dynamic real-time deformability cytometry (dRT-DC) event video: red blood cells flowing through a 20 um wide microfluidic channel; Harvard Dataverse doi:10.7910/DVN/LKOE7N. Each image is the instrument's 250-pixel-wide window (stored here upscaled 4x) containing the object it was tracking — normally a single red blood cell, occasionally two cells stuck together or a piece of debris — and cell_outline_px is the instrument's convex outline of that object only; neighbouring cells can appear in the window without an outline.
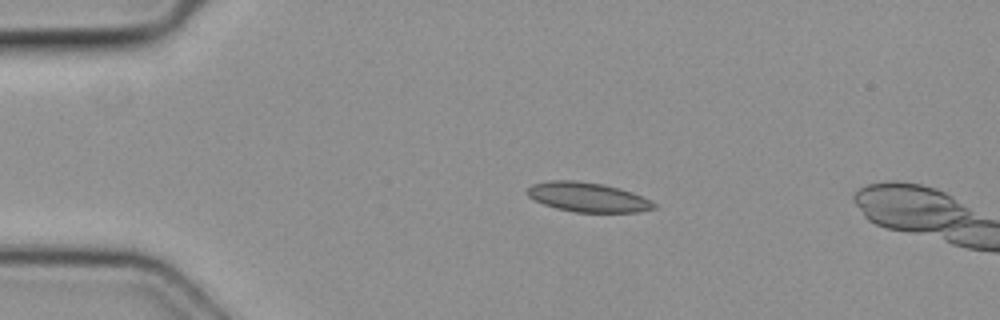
{"species": "common noctule bat (a hibernating species)", "species_latin": "Nyctalus noctula", "temperature_condition": "cold", "stored_images_in_passage": 3, "camera_frame_rate_fps": 3000, "um_per_image_px": 0.085, "animal": {"sex": "female", "body_mass_g": 19.3, "forearm_length_mm": 54.1}, "frame": {"image": 1, "passage_image": 2, "time_ms": 0.333, "image_size_px": [1000, 320], "cell_outline_px": [[656, 208], [640, 212], [576, 212], [556, 208], [544, 204], [528, 196], [528, 188], [532, 184], [548, 180], [576, 180], [604, 184], [620, 188], [632, 192], [656, 204]], "centroid_in_image_um": [49.96, 16.75], "position_along_channel_um": 35.0, "area_um2": 21.68}}